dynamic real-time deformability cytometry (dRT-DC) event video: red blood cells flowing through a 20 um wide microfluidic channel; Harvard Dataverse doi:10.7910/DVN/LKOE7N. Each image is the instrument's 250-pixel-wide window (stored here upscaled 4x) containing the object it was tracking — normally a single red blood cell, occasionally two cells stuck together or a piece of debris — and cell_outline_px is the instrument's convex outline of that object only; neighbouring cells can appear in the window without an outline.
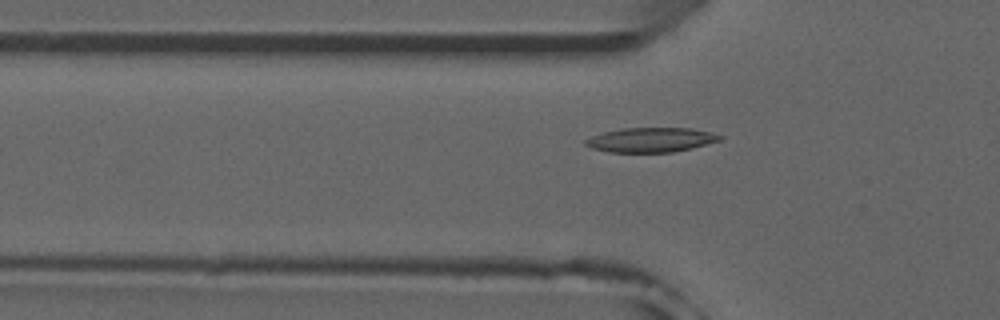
{"species": "common noctule bat (a hibernating species)", "species_latin": "Nyctalus noctula", "temperature_condition": "room temperature", "stored_images_in_passage": 52, "camera_frame_rate_fps": 3000, "um_per_image_px": 0.085, "animal": {"sex": "male", "forearm_length_mm": 52.5}, "frame": {"image": 1, "passage_image": 17, "time_ms": 5.333, "image_size_px": [1000, 320], "cell_outline_px": [[724, 136], [720, 140], [692, 148], [672, 152], [608, 152], [592, 148], [584, 144], [584, 140], [592, 136], [604, 132], [620, 128], [692, 128]], "centroid_in_image_um": [55.3, 11.89], "position_along_channel_um": 70.5, "area_um2": 19.13}}
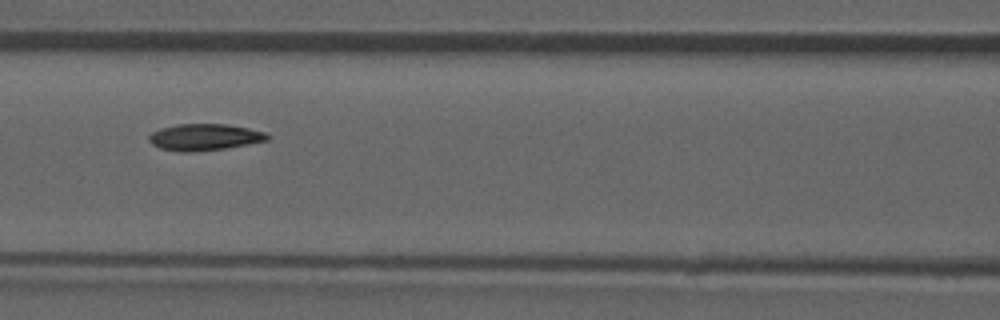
{"frame": {"image": 2, "passage_image": 23, "time_ms": 7.333, "image_size_px": [1000, 320], "cell_outline_px": [[268, 140], [248, 144], [224, 148], [188, 152], [180, 152], [160, 148], [152, 144], [148, 140], [148, 136], [152, 132], [160, 128], [176, 124], [228, 124], [248, 128], [264, 132], [268, 136]], "centroid_in_image_um": [17.33, 11.65], "position_along_channel_um": 149.3, "area_um2": 18.21}}
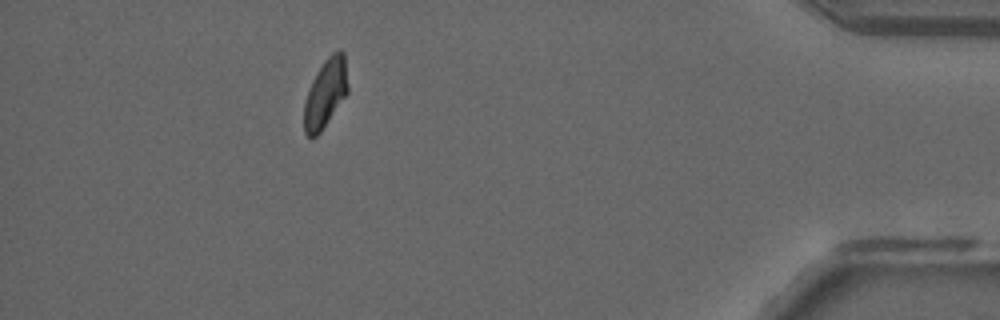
{"frame": {"image": 3, "passage_image": 47, "time_ms": 15.333, "image_size_px": [1000, 320], "cell_outline_px": [[348, 92], [320, 132], [316, 136], [308, 136], [304, 132], [304, 104], [308, 88], [316, 72], [324, 60], [332, 52], [340, 48], [344, 52], [348, 84]], "centroid_in_image_um": [27.66, 7.88], "position_along_channel_um": 407.5, "area_um2": 17.51}, "authors_computed_cell_mechanics": {"area_um2": 18.4093, "velocity_mm_per_s": 3.9011, "shape_relaxation_time_tau1_ms": 5.897, "shape_relaxation_time_tau2_ms": null, "deformation_change_tau1": 0.1595, "deformation_change_tau2": null}}